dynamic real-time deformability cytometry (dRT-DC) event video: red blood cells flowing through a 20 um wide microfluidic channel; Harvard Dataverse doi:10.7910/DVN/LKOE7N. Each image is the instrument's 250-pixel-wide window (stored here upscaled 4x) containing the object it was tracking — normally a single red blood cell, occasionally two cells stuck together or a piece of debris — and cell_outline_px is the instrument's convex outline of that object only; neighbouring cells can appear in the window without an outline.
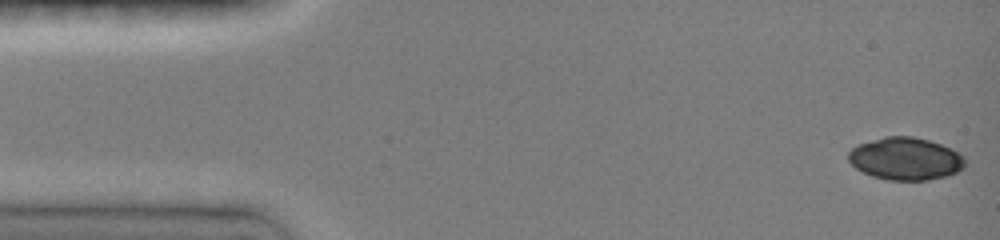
{"species": "common noctule bat (a hibernating species)", "species_latin": "Nyctalus noctula", "temperature_condition": "room temperature", "stored_images_in_passage": 27, "camera_frame_rate_fps": 3000, "um_per_image_px": 0.085, "animal": {"sex": "female", "body_mass_g": 19.0, "forearm_length_mm": 51.5}, "frame": {"image": 1, "passage_image": 1, "time_ms": 0.0, "image_size_px": [1000, 240], "cell_outline_px": [[964, 168], [956, 172], [944, 176], [928, 180], [888, 180], [872, 176], [856, 168], [848, 160], [848, 152], [856, 144], [884, 136], [912, 136], [928, 140], [940, 144], [964, 156]], "centroid_in_image_um": [76.92, 13.48], "position_along_channel_um": 8.1, "area_um2": 28.78}}
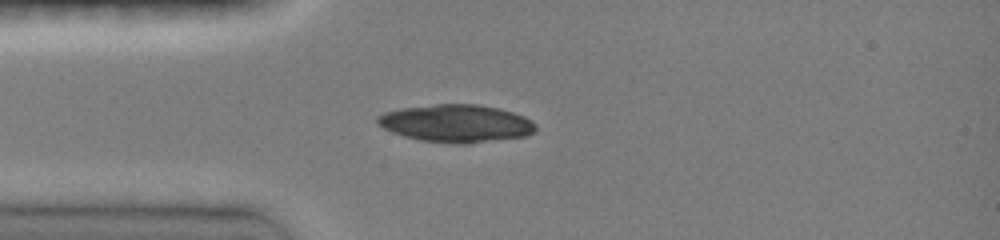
{"frame": {"image": 2, "passage_image": 22, "time_ms": 3.667, "image_size_px": [1000, 240], "cell_outline_px": [[536, 128], [532, 132], [524, 136], [468, 144], [452, 144], [420, 140], [404, 136], [392, 132], [384, 128], [376, 120], [376, 116], [384, 112], [400, 108], [436, 104], [476, 104], [496, 108], [512, 112], [524, 116], [532, 120], [536, 124]], "centroid_in_image_um": [38.76, 10.49], "position_along_channel_um": 46.2, "area_um2": 34.68}}